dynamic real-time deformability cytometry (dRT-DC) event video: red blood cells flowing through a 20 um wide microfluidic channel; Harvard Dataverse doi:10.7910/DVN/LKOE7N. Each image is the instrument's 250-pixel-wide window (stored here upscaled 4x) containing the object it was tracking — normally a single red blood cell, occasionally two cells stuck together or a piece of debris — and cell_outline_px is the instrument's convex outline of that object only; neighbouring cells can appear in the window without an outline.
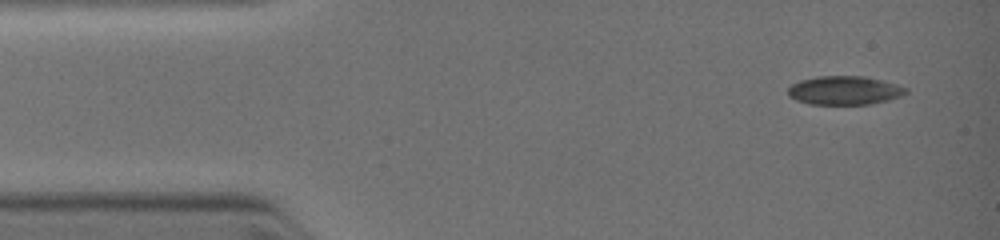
{"species": "common noctule bat (a hibernating species)", "species_latin": "Nyctalus noctula", "temperature_condition": "warm", "stored_images_in_passage": 10, "camera_frame_rate_fps": 3000, "um_per_image_px": 0.085, "animal": {"sex": "female", "body_mass_g": 19.0, "forearm_length_mm": 51.5}, "frame": {"image": 1, "passage_image": 2, "time_ms": 0.333, "image_size_px": [1000, 240], "cell_outline_px": [[908, 92], [904, 96], [888, 100], [868, 104], [808, 104], [796, 100], [788, 96], [788, 88], [792, 84], [800, 80], [816, 76], [864, 76], [884, 80], [908, 88]], "centroid_in_image_um": [71.8, 7.68], "position_along_channel_um": 13.2, "area_um2": 19.94}}
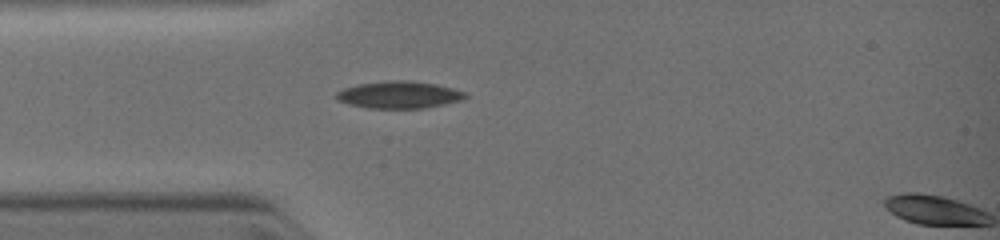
{"frame": {"image": 2, "passage_image": 9, "time_ms": 2.667, "image_size_px": [1000, 240], "cell_outline_px": [[468, 96], [460, 100], [420, 108], [368, 108], [348, 104], [340, 100], [336, 96], [336, 92], [344, 88], [356, 84], [388, 80], [412, 80], [436, 84], [452, 88], [464, 92]], "centroid_in_image_um": [33.88, 8.04], "position_along_channel_um": 51.1, "area_um2": 20.17}}